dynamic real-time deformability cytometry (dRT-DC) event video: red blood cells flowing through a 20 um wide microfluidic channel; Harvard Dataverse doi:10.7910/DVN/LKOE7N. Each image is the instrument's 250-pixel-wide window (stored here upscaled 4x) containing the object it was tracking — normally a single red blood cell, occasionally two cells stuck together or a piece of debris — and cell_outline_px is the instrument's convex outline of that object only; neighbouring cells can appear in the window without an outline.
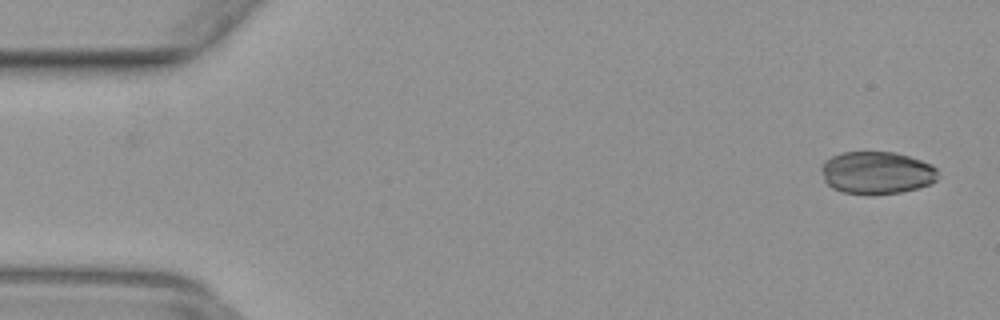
{"species": "common noctule bat (a hibernating species)", "species_latin": "Nyctalus noctula", "temperature_condition": "warm", "stored_images_in_passage": 48, "camera_frame_rate_fps": 3000, "um_per_image_px": 0.085, "animal": {"sex": "female", "body_mass_g": 29.2, "forearm_length_mm": 56.3}, "frame": {"image": 1, "passage_image": 1, "time_ms": 0.0, "image_size_px": [1000, 320], "cell_outline_px": [[936, 180], [928, 184], [916, 188], [900, 192], [872, 196], [840, 192], [832, 188], [824, 180], [820, 168], [824, 160], [832, 156], [844, 152], [896, 152], [932, 164], [936, 168]], "centroid_in_image_um": [74.47, 14.7], "position_along_channel_um": 10.5, "area_um2": 29.13}}
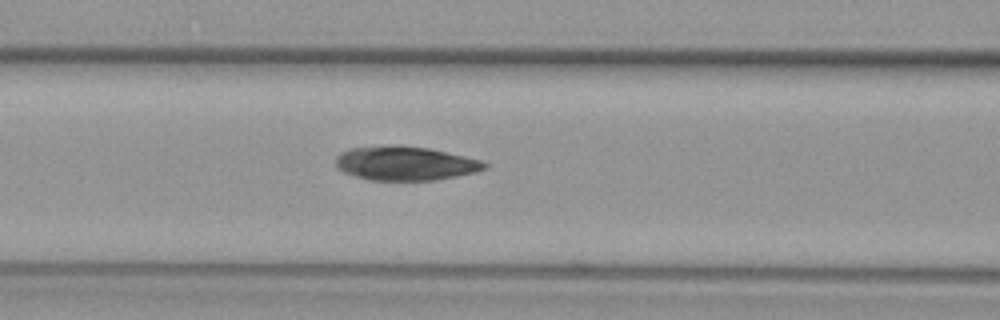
{"frame": {"image": 2, "passage_image": 19, "time_ms": 6.0, "image_size_px": [1000, 320], "cell_outline_px": [[488, 168], [476, 172], [436, 180], [368, 180], [344, 172], [336, 168], [336, 156], [340, 152], [348, 148], [388, 144], [396, 144], [428, 148], [464, 156], [480, 160], [488, 164]], "centroid_in_image_um": [34.41, 13.87], "position_along_channel_um": 132.2, "area_um2": 29.82}}
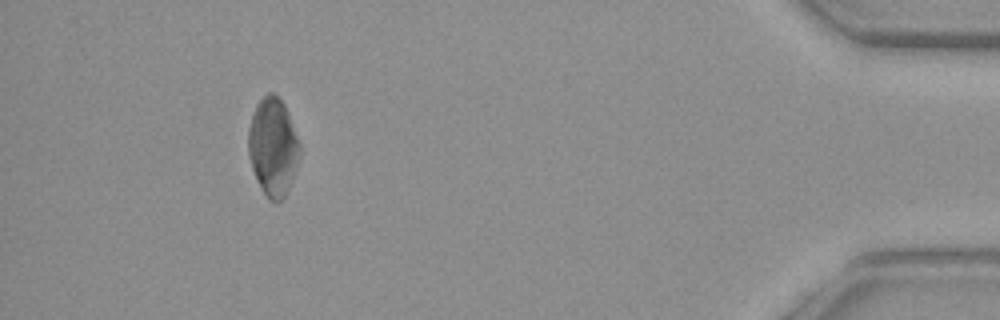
{"frame": {"image": 3, "passage_image": 44, "time_ms": 14.333, "image_size_px": [1000, 320], "cell_outline_px": [[300, 156], [292, 180], [284, 196], [276, 204], [268, 200], [256, 180], [248, 156], [248, 128], [252, 112], [256, 104], [268, 92], [272, 92], [284, 104], [288, 112], [300, 144]], "centroid_in_image_um": [23.19, 12.5], "position_along_channel_um": 412.0, "area_um2": 29.54}}